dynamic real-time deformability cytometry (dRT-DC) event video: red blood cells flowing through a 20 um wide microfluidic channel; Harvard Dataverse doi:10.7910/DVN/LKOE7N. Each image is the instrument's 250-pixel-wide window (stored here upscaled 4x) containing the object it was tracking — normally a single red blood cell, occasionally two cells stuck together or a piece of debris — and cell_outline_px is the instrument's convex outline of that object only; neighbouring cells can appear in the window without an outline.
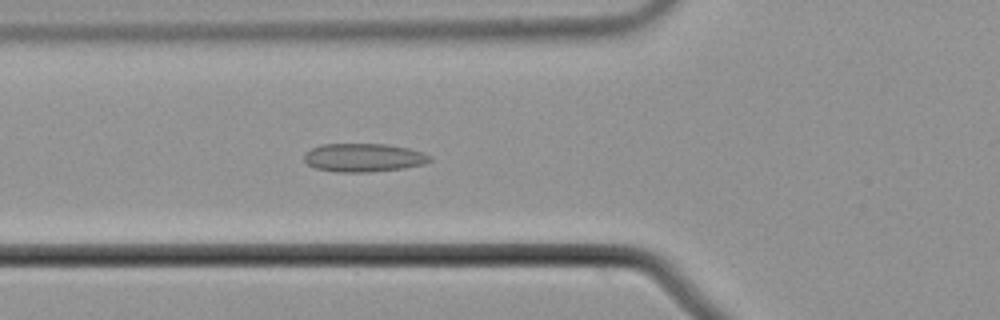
{"species": "common noctule bat (a hibernating species)", "species_latin": "Nyctalus noctula", "temperature_condition": "cold", "stored_images_in_passage": 57, "camera_frame_rate_fps": 3000, "um_per_image_px": 0.085, "animal": {"sex": "male", "body_mass_g": 21.5, "forearm_length_mm": 52.0}, "frame": {"image": 1, "passage_image": 22, "time_ms": 7.0, "image_size_px": [1000, 320], "cell_outline_px": [[432, 160], [424, 164], [404, 168], [368, 172], [336, 172], [316, 168], [308, 164], [304, 160], [304, 152], [320, 144], [384, 144], [408, 148], [424, 152], [432, 156]], "centroid_in_image_um": [30.91, 13.39], "position_along_channel_um": 94.9, "area_um2": 20.92}}
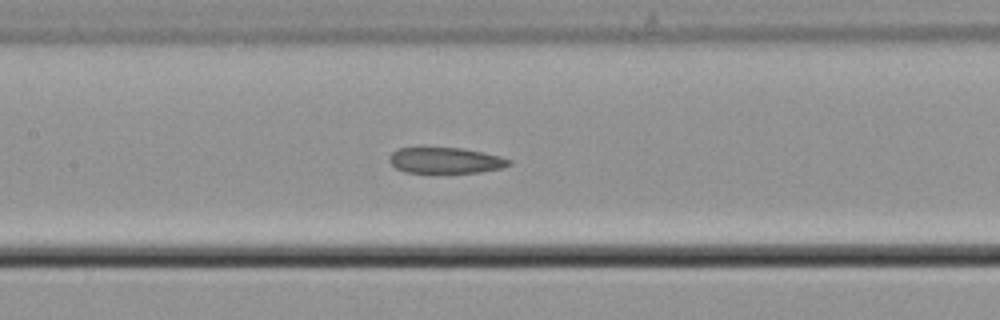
{"frame": {"image": 2, "passage_image": 28, "time_ms": 9.0, "image_size_px": [1000, 320], "cell_outline_px": [[512, 164], [500, 168], [480, 172], [404, 172], [396, 168], [388, 160], [388, 156], [396, 148], [460, 148], [500, 156], [512, 160]], "centroid_in_image_um": [37.84, 13.63], "position_along_channel_um": 169.6, "area_um2": 17.86}}
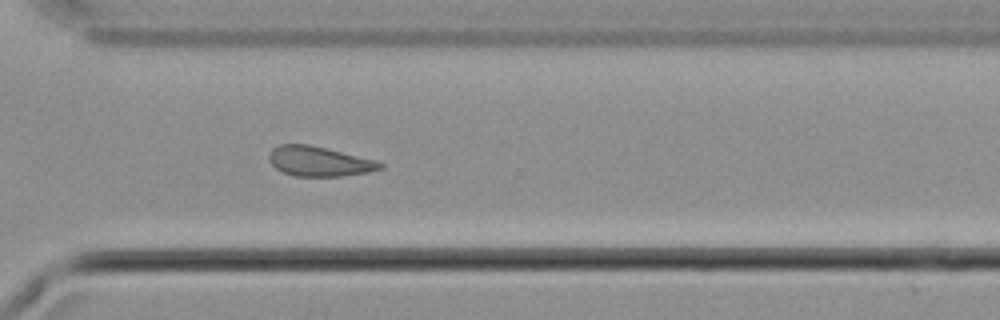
{"frame": {"image": 3, "passage_image": 42, "time_ms": 13.667, "image_size_px": [1000, 320], "cell_outline_px": [[384, 168], [368, 172], [340, 176], [296, 176], [284, 172], [276, 168], [268, 160], [268, 156], [272, 148], [280, 144], [308, 144], [372, 160], [384, 164]], "centroid_in_image_um": [27.07, 13.72], "position_along_channel_um": 343.5, "area_um2": 18.9}, "authors_computed_cell_mechanics": {"area_um2": 20.1722, "velocity_mm_per_s": 3.7244, "shape_relaxation_time_tau1_ms": null, "shape_relaxation_time_tau2_ms": 4.5314, "deformation_change_tau1": null, "deformation_change_tau2": 0.1169}}